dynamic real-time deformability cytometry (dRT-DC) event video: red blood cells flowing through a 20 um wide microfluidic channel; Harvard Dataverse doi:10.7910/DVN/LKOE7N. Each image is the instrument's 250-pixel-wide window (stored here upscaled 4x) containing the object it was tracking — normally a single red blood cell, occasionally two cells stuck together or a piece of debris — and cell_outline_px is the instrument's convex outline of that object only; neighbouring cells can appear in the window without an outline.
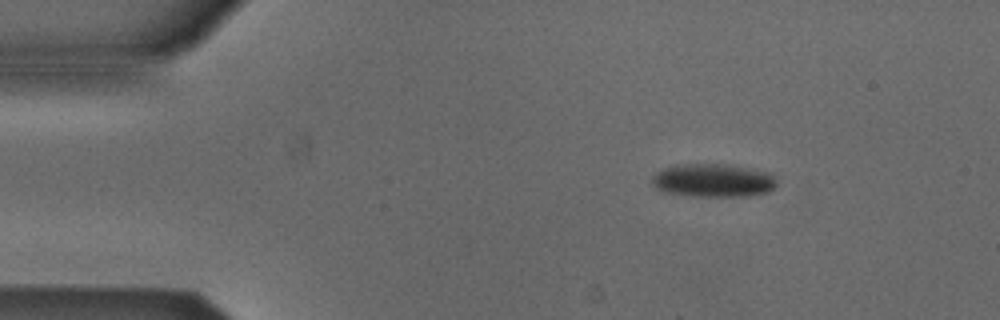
{"species": "Egyptian fruit bat (a non-hibernating species)", "species_latin": "Rousettus aegyptiacus", "temperature_condition": "cold", "stored_images_in_passage": 46, "camera_frame_rate_fps": 3000, "um_per_image_px": 0.085, "animal": {"sex": "male"}, "frame": {"image": 1, "passage_image": 1, "time_ms": 0.0, "image_size_px": [1000, 320], "cell_outline_px": [[776, 184], [768, 192], [748, 196], [692, 196], [668, 192], [656, 188], [652, 184], [652, 176], [656, 172], [664, 168], [676, 164], [728, 164], [748, 168], [764, 172], [772, 176], [776, 180]], "centroid_in_image_um": [60.58, 15.33], "position_along_channel_um": 24.4, "area_um2": 23.99}}
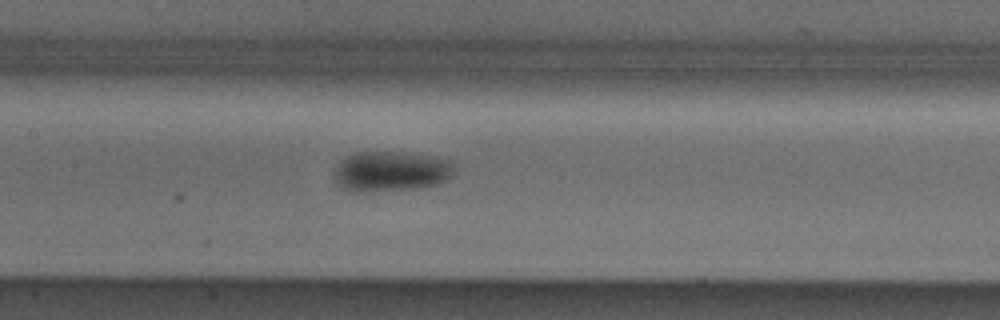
{"frame": {"image": 2, "passage_image": 18, "time_ms": 5.667, "image_size_px": [1000, 320], "cell_outline_px": [[456, 164], [448, 180], [436, 184], [416, 188], [364, 192], [352, 192], [340, 188], [336, 180], [336, 164], [340, 160], [356, 152], [404, 152], [432, 156], [452, 160]], "centroid_in_image_um": [33.24, 14.56], "position_along_channel_um": 174.2, "area_um2": 28.32}}
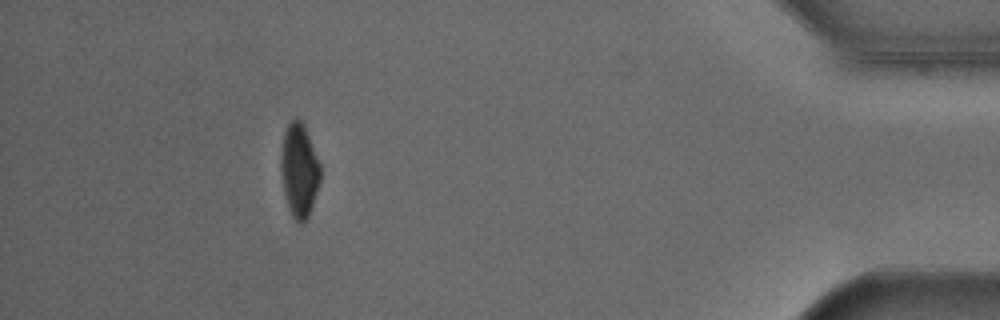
{"frame": {"image": 3, "passage_image": 41, "time_ms": 13.333, "image_size_px": [1000, 320], "cell_outline_px": [[320, 180], [312, 208], [304, 224], [300, 224], [292, 216], [284, 192], [280, 168], [280, 160], [284, 132], [288, 124], [292, 120], [300, 120], [308, 136], [320, 164]], "centroid_in_image_um": [25.43, 14.53], "position_along_channel_um": 409.8, "area_um2": 21.1}, "authors_computed_cell_mechanics": {"area_um2": 24.9696, "velocity_mm_per_s": 3.8497, "shape_relaxation_time_tau1_ms": 2.7188, "shape_relaxation_time_tau2_ms": null, "deformation_change_tau1": 0.0959, "deformation_change_tau2": null}}